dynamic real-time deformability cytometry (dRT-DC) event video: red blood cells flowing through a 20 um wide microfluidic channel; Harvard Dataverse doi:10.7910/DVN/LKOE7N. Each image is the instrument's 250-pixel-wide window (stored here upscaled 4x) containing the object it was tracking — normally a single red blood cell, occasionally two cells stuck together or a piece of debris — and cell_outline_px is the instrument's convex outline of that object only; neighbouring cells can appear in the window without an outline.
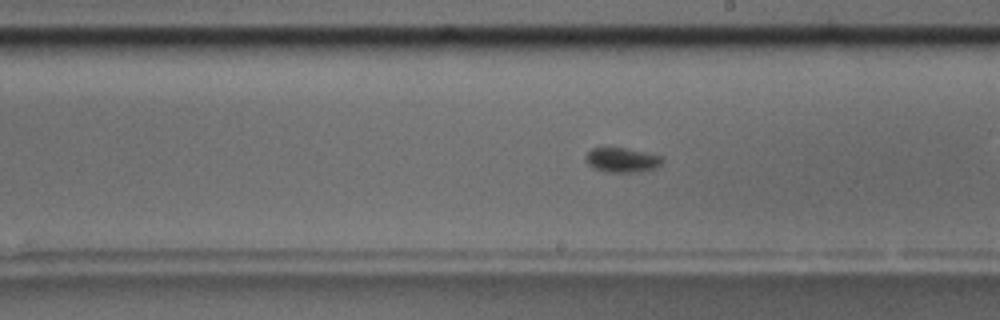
{"species": "common noctule bat (a hibernating species)", "species_latin": "Nyctalus noctula", "temperature_condition": "room temperature", "stored_images_in_passage": 61, "camera_frame_rate_fps": 3000, "um_per_image_px": 0.085, "animal": {"sex": "male", "body_mass_g": 17.5, "forearm_length_mm": 52.3}, "frame": {"image": 1, "passage_image": 35, "time_ms": 11.333, "image_size_px": [1000, 320], "cell_outline_px": [[664, 160], [656, 168], [640, 172], [608, 172], [596, 168], [588, 164], [584, 160], [584, 156], [592, 148], [624, 148], [664, 156]], "centroid_in_image_um": [52.89, 13.6], "position_along_channel_um": 236.1, "area_um2": 10.98}}